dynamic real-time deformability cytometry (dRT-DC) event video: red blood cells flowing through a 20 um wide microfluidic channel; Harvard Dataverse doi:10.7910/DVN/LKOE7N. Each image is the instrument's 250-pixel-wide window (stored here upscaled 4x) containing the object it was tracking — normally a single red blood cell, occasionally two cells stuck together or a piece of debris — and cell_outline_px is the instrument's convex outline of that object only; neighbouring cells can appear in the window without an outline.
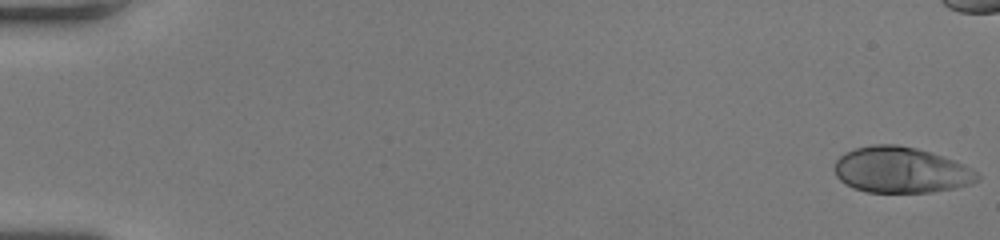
{"species": "human", "species_latin": "Homo sapiens", "temperature_condition": "room temperature", "stored_images_in_passage": 47, "camera_frame_rate_fps": 3000, "um_per_image_px": 0.085, "donor": {"sex": "female"}, "frame": {"image": 1, "passage_image": 1, "time_ms": 0.0, "image_size_px": [1000, 240], "cell_outline_px": [[980, 180], [972, 184], [932, 192], [868, 192], [852, 188], [844, 184], [836, 176], [836, 160], [844, 152], [856, 148], [872, 144], [896, 144], [916, 148], [964, 164], [976, 172], [980, 176]], "centroid_in_image_um": [76.57, 14.45], "position_along_channel_um": 8.4, "area_um2": 38.09}}
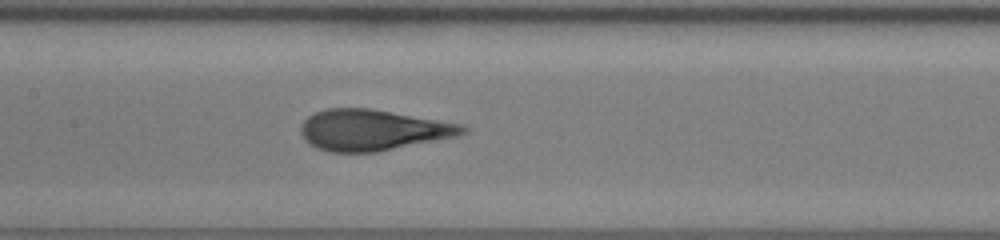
{"frame": {"image": 2, "passage_image": 27, "time_ms": 8.667, "image_size_px": [1000, 240], "cell_outline_px": [[468, 132], [456, 136], [376, 152], [328, 152], [316, 148], [304, 140], [300, 132], [300, 124], [308, 116], [324, 108], [372, 108], [464, 124], [468, 128]], "centroid_in_image_um": [31.66, 11.04], "position_along_channel_um": 175.7, "area_um2": 38.9}}
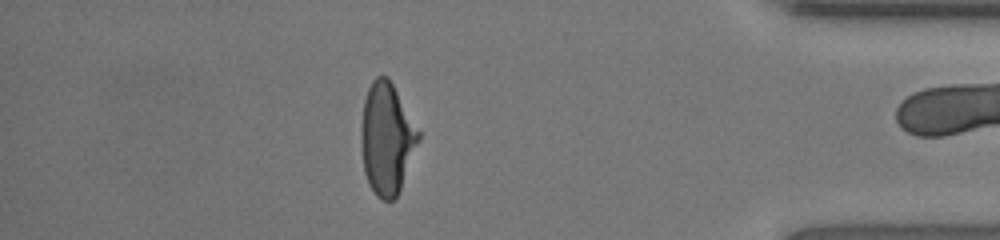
{"frame": {"image": 3, "passage_image": 46, "time_ms": 15.0, "image_size_px": [1000, 240], "cell_outline_px": [[420, 140], [400, 192], [392, 200], [380, 200], [376, 196], [368, 184], [364, 172], [360, 140], [360, 132], [364, 100], [368, 88], [372, 80], [376, 76], [388, 76], [420, 132]], "centroid_in_image_um": [32.87, 11.81], "position_along_channel_um": 402.3, "area_um2": 37.63}}